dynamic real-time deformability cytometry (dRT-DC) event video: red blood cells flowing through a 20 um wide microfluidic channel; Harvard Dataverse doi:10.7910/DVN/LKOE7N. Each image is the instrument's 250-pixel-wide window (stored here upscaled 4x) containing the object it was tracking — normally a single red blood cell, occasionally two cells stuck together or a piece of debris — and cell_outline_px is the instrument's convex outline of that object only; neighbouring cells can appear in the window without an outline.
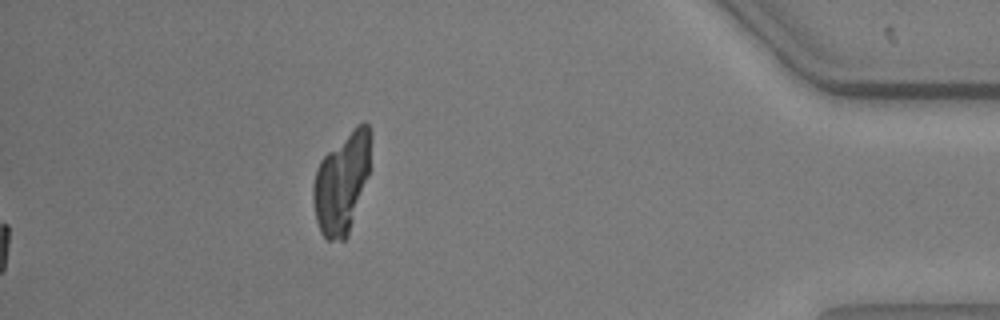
{"species": "common noctule bat (a hibernating species)", "species_latin": "Nyctalus noctula", "temperature_condition": "warm", "stored_images_in_passage": 45, "segment_of_instrument_passage": [2, 2], "camera_frame_rate_fps": 3000, "um_per_image_px": 0.085, "animal": {"sex": "male", "body_mass_g": 20.5, "forearm_length_mm": 52.5}, "frame": {"image": 1, "passage_image": 45, "time_ms": 14.667, "image_size_px": [1000, 320], "cell_outline_px": [[372, 136], [368, 172], [348, 236], [344, 240], [328, 240], [320, 232], [316, 220], [312, 204], [312, 184], [316, 168], [320, 160], [356, 124], [364, 120], [368, 124], [372, 132]], "centroid_in_image_um": [29.03, 15.5], "position_along_channel_um": 406.2, "area_um2": 33.81}}